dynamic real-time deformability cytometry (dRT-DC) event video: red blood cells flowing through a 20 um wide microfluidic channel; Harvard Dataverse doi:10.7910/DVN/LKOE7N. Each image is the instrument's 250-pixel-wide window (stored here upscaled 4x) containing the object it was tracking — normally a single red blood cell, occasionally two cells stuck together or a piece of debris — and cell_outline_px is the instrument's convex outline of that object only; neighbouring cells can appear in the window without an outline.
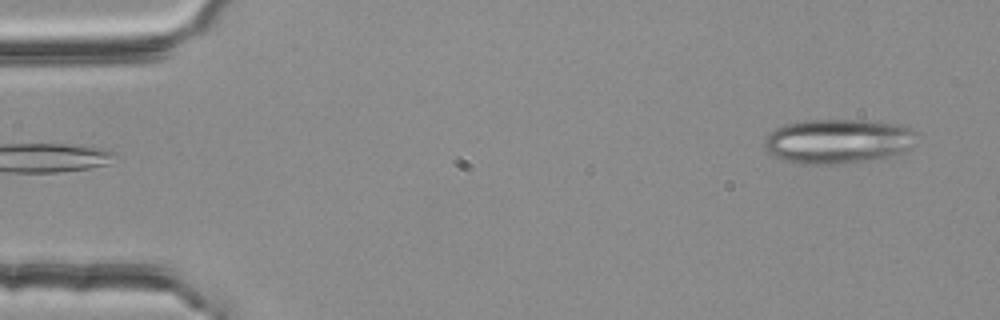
{"species": "common noctule bat (a hibernating species)", "species_latin": "Nyctalus noctula", "temperature_condition": "room temperature", "stored_images_in_passage": 4, "camera_frame_rate_fps": 3000, "um_per_image_px": 0.085, "animal": {"sex": "female", "body_mass_g": 25.1}, "frame": {"image": 1, "passage_image": 4, "time_ms": 1.0, "image_size_px": [1000, 320], "cell_outline_px": [[916, 132], [912, 144], [904, 152], [896, 156], [876, 160], [840, 164], [804, 164], [788, 160], [776, 156], [768, 152], [764, 148], [764, 140], [768, 132], [776, 128], [788, 124], [804, 120], [864, 120], [900, 124], [912, 128]], "centroid_in_image_um": [71.27, 12.0], "position_along_channel_um": 13.7, "area_um2": 39.82}}